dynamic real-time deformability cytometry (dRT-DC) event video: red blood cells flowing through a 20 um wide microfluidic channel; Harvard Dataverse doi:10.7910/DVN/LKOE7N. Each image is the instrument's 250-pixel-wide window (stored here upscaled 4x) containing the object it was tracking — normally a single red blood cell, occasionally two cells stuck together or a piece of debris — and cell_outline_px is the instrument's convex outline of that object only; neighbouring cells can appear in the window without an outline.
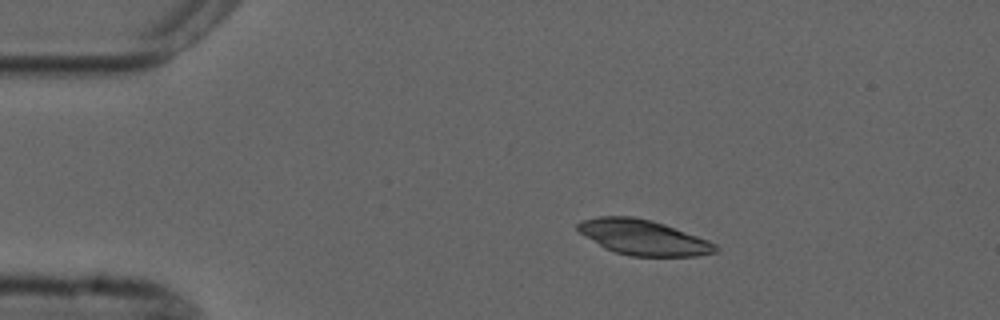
{"species": "common noctule bat (a hibernating species)", "species_latin": "Nyctalus noctula", "temperature_condition": "cold", "stored_images_in_passage": 8, "camera_frame_rate_fps": 3000, "um_per_image_px": 0.085, "animal": {"sex": "male", "forearm_length_mm": 52.5}, "frame": {"image": 1, "passage_image": 2, "time_ms": 2.0, "image_size_px": [1000, 320], "cell_outline_px": [[720, 248], [716, 252], [696, 256], [632, 256], [616, 252], [604, 248], [584, 236], [576, 228], [576, 224], [580, 220], [600, 216], [632, 216], [652, 220], [664, 224], [708, 240], [716, 244]], "centroid_in_image_um": [54.66, 20.17], "position_along_channel_um": 30.3, "area_um2": 28.26}}